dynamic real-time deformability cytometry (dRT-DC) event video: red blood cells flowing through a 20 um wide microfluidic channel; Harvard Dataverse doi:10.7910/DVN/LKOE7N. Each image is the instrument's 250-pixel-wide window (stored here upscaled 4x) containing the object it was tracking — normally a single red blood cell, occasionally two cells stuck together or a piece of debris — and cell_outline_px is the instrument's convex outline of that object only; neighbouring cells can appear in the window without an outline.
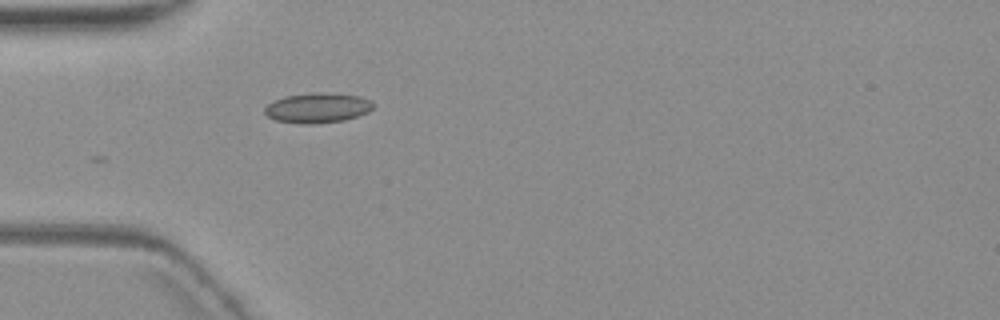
{"species": "common noctule bat (a hibernating species)", "species_latin": "Nyctalus noctula", "temperature_condition": "warm", "stored_images_in_passage": 7, "camera_frame_rate_fps": 3000, "um_per_image_px": 0.085, "animal": {"sex": "female", "body_mass_g": 19.3, "forearm_length_mm": 54.1}, "frame": {"image": 1, "passage_image": 7, "time_ms": 8.333, "image_size_px": [1000, 320], "cell_outline_px": [[376, 104], [368, 112], [344, 120], [308, 124], [304, 124], [276, 120], [268, 116], [264, 112], [264, 108], [268, 104], [284, 96], [312, 92], [328, 92], [360, 96], [372, 100]], "centroid_in_image_um": [27.02, 9.15], "position_along_channel_um": 58.0, "area_um2": 19.02}}